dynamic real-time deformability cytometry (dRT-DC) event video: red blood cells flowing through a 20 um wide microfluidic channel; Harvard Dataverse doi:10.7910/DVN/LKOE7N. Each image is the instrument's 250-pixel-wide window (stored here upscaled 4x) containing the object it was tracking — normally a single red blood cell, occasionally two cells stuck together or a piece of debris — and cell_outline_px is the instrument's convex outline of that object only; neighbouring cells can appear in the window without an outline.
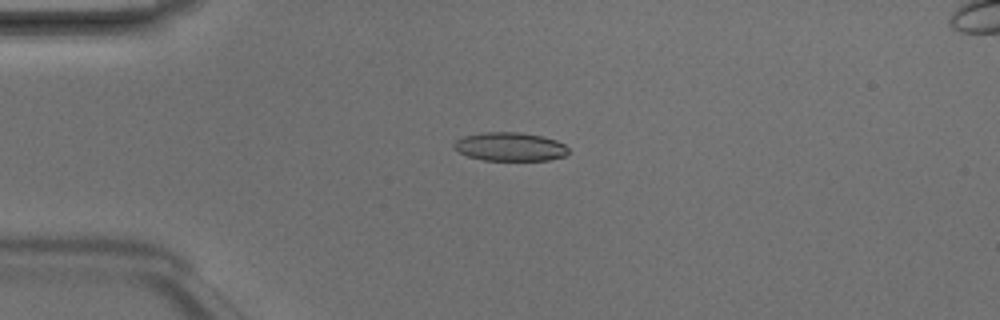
{"species": "Egyptian fruit bat (a non-hibernating species)", "species_latin": "Rousettus aegyptiacus", "temperature_condition": "room temperature", "stored_images_in_passage": 7, "camera_frame_rate_fps": 3000, "um_per_image_px": 0.085, "animal": {"sex": "male"}, "frame": {"image": 1, "passage_image": 4, "time_ms": 1.0, "image_size_px": [1000, 320], "cell_outline_px": [[568, 152], [564, 156], [548, 160], [484, 160], [468, 156], [452, 148], [452, 144], [456, 140], [464, 136], [484, 132], [520, 132], [544, 136], [556, 140], [564, 144], [568, 148]], "centroid_in_image_um": [43.34, 12.46], "position_along_channel_um": 41.7, "area_um2": 19.13}}